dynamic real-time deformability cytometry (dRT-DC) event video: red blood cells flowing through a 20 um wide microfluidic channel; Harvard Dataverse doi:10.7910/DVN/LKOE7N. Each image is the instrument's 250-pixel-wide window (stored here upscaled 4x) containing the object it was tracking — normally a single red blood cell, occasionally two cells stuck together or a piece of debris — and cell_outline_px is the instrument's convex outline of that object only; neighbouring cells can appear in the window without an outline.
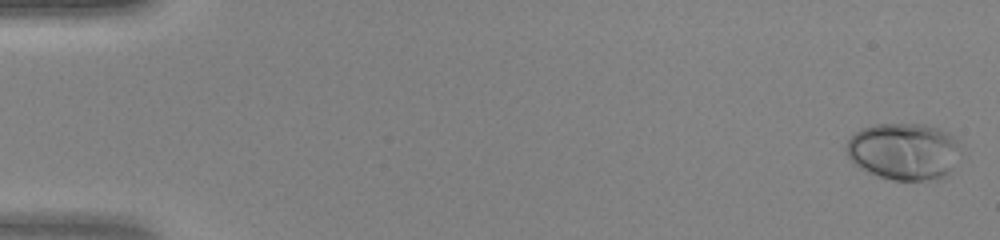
{"species": "human", "species_latin": "Homo sapiens", "temperature_condition": "warm", "stored_images_in_passage": 47, "camera_frame_rate_fps": 3000, "um_per_image_px": 0.085, "donor": {"sex": "female"}, "frame": {"image": 1, "passage_image": 1, "time_ms": 0.0, "image_size_px": [1000, 240], "cell_outline_px": [[960, 152], [948, 176], [924, 180], [892, 180], [868, 172], [852, 164], [844, 148], [848, 140], [860, 128], [876, 124], [924, 124], [940, 128], [956, 136], [960, 140]], "centroid_in_image_um": [76.84, 12.85], "position_along_channel_um": 8.2, "area_um2": 38.49}}
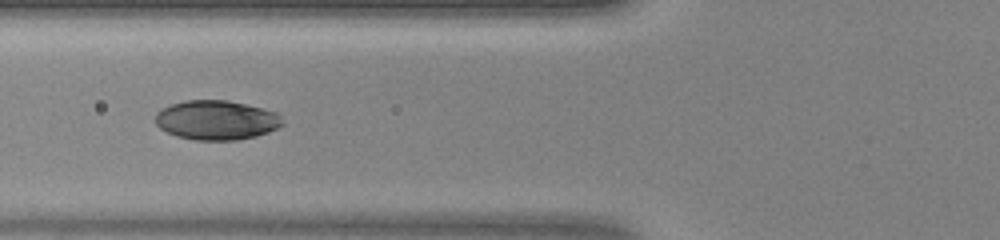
{"frame": {"image": 2, "passage_image": 19, "time_ms": 6.0, "image_size_px": [1000, 240], "cell_outline_px": [[284, 124], [268, 132], [256, 136], [236, 140], [196, 140], [176, 136], [160, 128], [156, 124], [156, 112], [160, 108], [184, 100], [228, 100], [276, 112], [280, 116]], "centroid_in_image_um": [18.37, 10.21], "position_along_channel_um": 107.4, "area_um2": 29.13}}
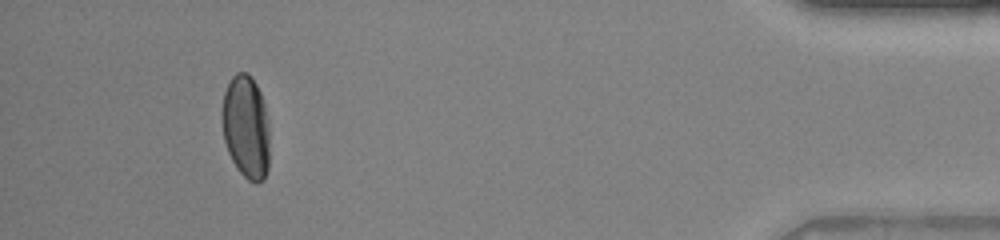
{"frame": {"image": 3, "passage_image": 44, "time_ms": 14.333, "image_size_px": [1000, 240], "cell_outline_px": [[268, 168], [264, 180], [256, 184], [248, 180], [236, 168], [228, 152], [224, 140], [220, 120], [220, 112], [224, 92], [232, 76], [236, 72], [248, 72], [256, 84], [264, 100], [268, 124]], "centroid_in_image_um": [20.88, 10.78], "position_along_channel_um": 414.3, "area_um2": 29.13}}